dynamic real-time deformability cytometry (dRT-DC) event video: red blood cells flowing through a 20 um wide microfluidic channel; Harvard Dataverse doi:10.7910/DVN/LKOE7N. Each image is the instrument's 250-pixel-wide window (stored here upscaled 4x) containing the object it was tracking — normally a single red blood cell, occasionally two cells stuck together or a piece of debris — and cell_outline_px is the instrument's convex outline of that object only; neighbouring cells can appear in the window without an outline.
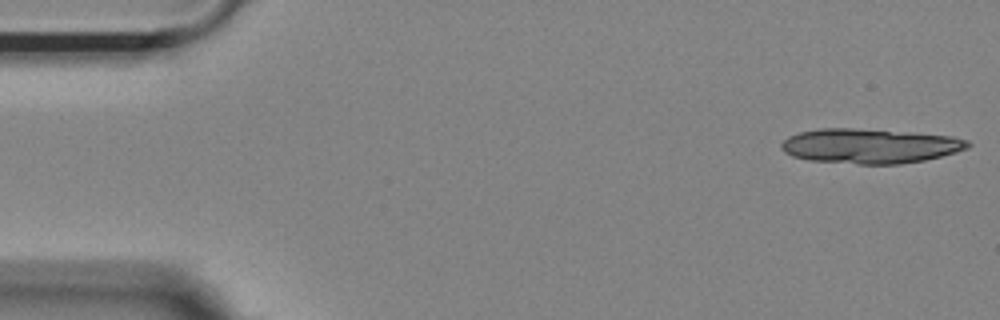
{"species": "Egyptian fruit bat (a non-hibernating species)", "species_latin": "Rousettus aegyptiacus", "temperature_condition": "room temperature", "stored_images_in_passage": 13, "camera_frame_rate_fps": 3000, "um_per_image_px": 0.085, "animal": {"sex": "female"}, "frame": {"image": 1, "passage_image": 1, "time_ms": 0.0, "image_size_px": [1000, 320], "cell_outline_px": [[972, 144], [968, 148], [956, 152], [924, 160], [900, 164], [856, 164], [808, 160], [792, 156], [784, 152], [780, 148], [780, 144], [788, 136], [800, 132], [820, 128], [852, 128], [912, 132], [952, 136], [968, 140]], "centroid_in_image_um": [73.93, 12.4], "position_along_channel_um": 11.1, "area_um2": 37.97}}